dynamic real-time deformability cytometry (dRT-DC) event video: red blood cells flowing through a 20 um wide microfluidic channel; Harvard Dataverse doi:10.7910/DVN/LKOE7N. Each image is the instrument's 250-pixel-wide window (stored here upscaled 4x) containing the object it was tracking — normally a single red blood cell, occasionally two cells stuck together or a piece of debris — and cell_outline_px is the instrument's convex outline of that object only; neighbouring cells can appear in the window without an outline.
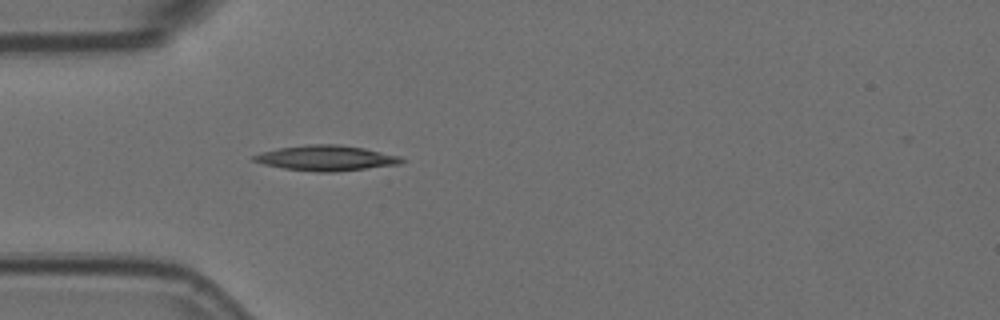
{"species": "Egyptian fruit bat (a non-hibernating species)", "species_latin": "Rousettus aegyptiacus", "temperature_condition": "room temperature", "stored_images_in_passage": 4, "camera_frame_rate_fps": 3000, "um_per_image_px": 0.085, "animal": {"sex": "female"}, "frame": {"image": 1, "passage_image": 4, "time_ms": 1.0, "image_size_px": [1000, 320], "cell_outline_px": [[404, 160], [400, 164], [336, 172], [316, 172], [284, 168], [264, 164], [252, 160], [252, 156], [260, 152], [280, 148], [308, 144], [336, 144], [364, 148], [400, 156]], "centroid_in_image_um": [27.72, 13.43], "position_along_channel_um": 57.3, "area_um2": 21.68}}